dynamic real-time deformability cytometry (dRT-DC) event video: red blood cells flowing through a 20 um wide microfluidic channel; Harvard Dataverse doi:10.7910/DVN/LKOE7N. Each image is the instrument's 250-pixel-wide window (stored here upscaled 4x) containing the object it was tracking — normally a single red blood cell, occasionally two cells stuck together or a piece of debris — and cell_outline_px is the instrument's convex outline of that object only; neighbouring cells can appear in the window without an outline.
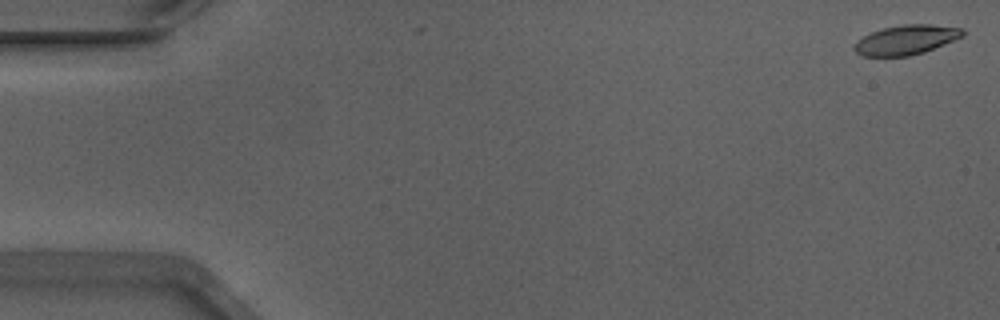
{"species": "Egyptian fruit bat (a non-hibernating species)", "species_latin": "Rousettus aegyptiacus", "temperature_condition": "warm", "stored_images_in_passage": 3, "camera_frame_rate_fps": 3000, "um_per_image_px": 0.085, "animal": {"sex": "male"}, "frame": {"image": 1, "passage_image": 1, "time_ms": 0.0, "image_size_px": [1000, 320], "cell_outline_px": [[964, 36], [924, 52], [908, 56], [864, 56], [856, 52], [852, 48], [856, 40], [872, 32], [884, 28], [904, 24], [932, 24], [964, 28]], "centroid_in_image_um": [77.02, 3.38], "position_along_channel_um": 8.0, "area_um2": 18.67}}